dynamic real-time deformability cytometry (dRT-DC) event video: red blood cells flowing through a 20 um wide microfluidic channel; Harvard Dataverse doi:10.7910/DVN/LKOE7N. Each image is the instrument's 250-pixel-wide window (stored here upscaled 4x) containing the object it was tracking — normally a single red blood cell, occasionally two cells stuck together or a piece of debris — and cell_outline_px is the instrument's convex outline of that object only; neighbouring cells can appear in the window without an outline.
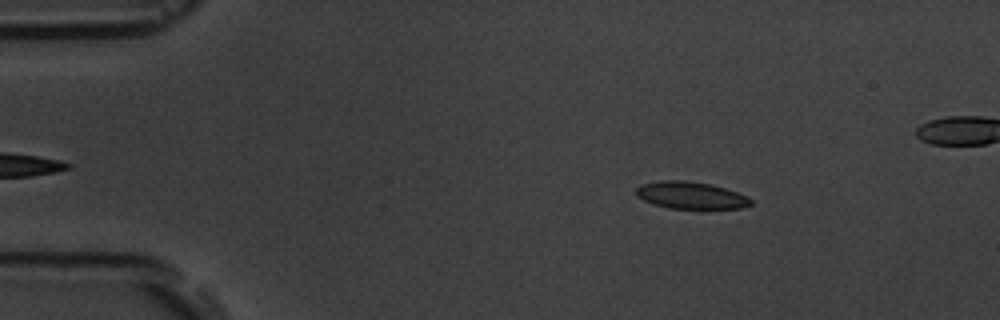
{"species": "common noctule bat (a hibernating species)", "species_latin": "Nyctalus noctula", "temperature_condition": "room temperature", "stored_images_in_passage": 6, "camera_frame_rate_fps": 3000, "um_per_image_px": 0.085, "animal": {"sex": "male", "body_mass_g": 19.5, "forearm_length_mm": 54.6}, "frame": {"image": 1, "passage_image": 2, "time_ms": 1.333, "image_size_px": [1000, 320], "cell_outline_px": [[752, 204], [744, 208], [700, 212], [668, 208], [652, 204], [636, 196], [636, 188], [640, 184], [660, 180], [684, 180], [708, 184], [724, 188], [736, 192], [752, 200]], "centroid_in_image_um": [58.73, 16.67], "position_along_channel_um": 26.3, "area_um2": 19.07}}
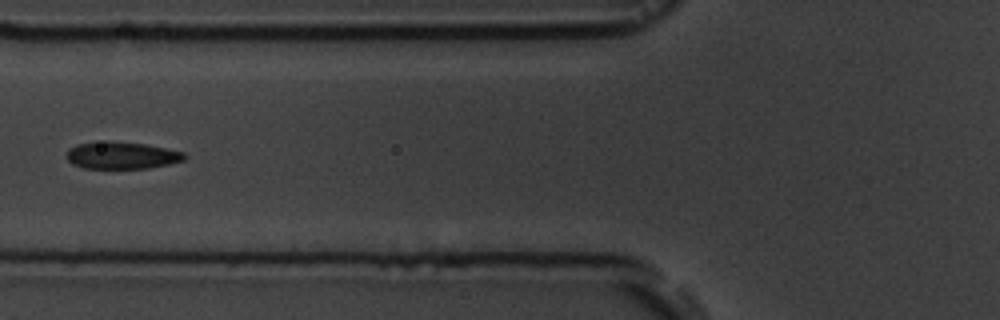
{"frame": {"image": 2, "passage_image": 6, "time_ms": 5.667, "image_size_px": [1000, 320], "cell_outline_px": [[188, 156], [184, 160], [168, 164], [148, 168], [84, 168], [72, 164], [68, 160], [68, 148], [76, 144], [108, 140], [144, 144], [184, 152]], "centroid_in_image_um": [10.34, 13.2], "position_along_channel_um": 115.5, "area_um2": 18.61}}